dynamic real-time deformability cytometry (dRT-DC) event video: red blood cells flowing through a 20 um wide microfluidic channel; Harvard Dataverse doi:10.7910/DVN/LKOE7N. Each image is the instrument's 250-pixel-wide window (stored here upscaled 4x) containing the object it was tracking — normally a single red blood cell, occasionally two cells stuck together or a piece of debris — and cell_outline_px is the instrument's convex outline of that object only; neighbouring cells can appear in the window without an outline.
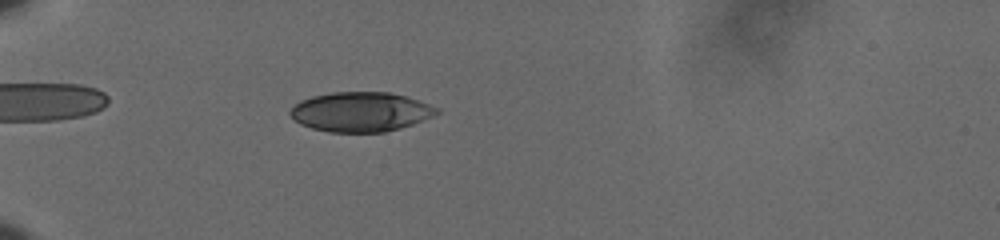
{"species": "human", "species_latin": "Homo sapiens", "temperature_condition": "cold", "stored_images_in_passage": 45, "camera_frame_rate_fps": 3000, "um_per_image_px": 0.085, "donor": {"sex": "male"}, "frame": {"image": 1, "passage_image": 6, "time_ms": 1.667, "image_size_px": [1000, 240], "cell_outline_px": [[440, 112], [432, 116], [412, 124], [400, 128], [384, 132], [328, 132], [312, 128], [300, 124], [292, 120], [288, 112], [292, 104], [300, 100], [312, 96], [332, 92], [392, 92], [440, 108]], "centroid_in_image_um": [30.59, 9.5], "position_along_channel_um": 54.4, "area_um2": 33.99}}
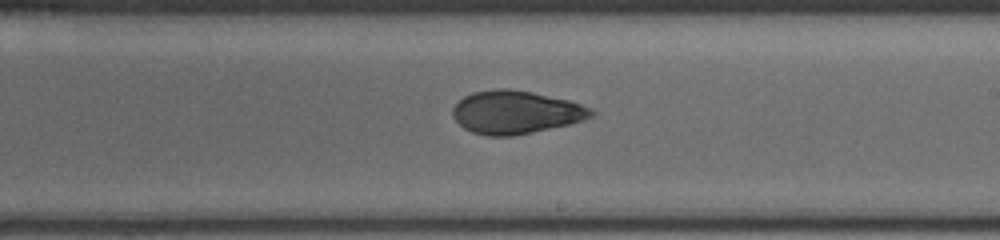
{"frame": {"image": 2, "passage_image": 24, "time_ms": 7.667, "image_size_px": [1000, 240], "cell_outline_px": [[596, 112], [592, 116], [568, 124], [512, 136], [488, 136], [472, 132], [464, 128], [452, 116], [452, 108], [464, 96], [472, 92], [500, 88], [508, 88], [532, 92], [568, 100], [592, 108]], "centroid_in_image_um": [43.81, 9.53], "position_along_channel_um": 245.2, "area_um2": 34.51}}
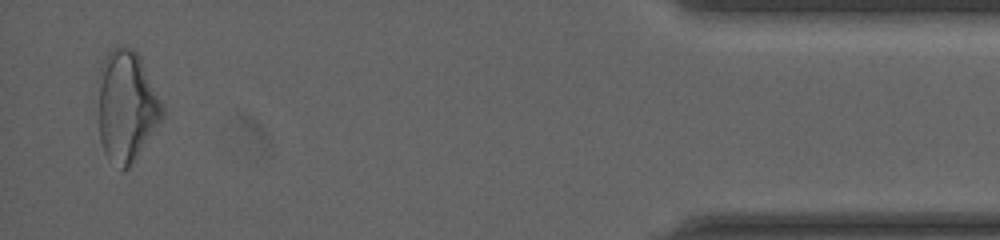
{"frame": {"image": 3, "passage_image": 44, "time_ms": 14.333, "image_size_px": [1000, 240], "cell_outline_px": [[164, 116], [136, 160], [128, 168], [120, 172], [108, 160], [104, 152], [100, 140], [100, 68], [108, 52], [116, 44], [124, 44], [132, 48], [136, 52], [164, 108]], "centroid_in_image_um": [10.76, 9.09], "position_along_channel_um": 424.4, "area_um2": 41.27}, "authors_computed_cell_mechanics": {"area_um2": 34.5066, "velocity_mm_per_s": 3.624, "shape_relaxation_time_tau1_ms": 7.4432, "shape_relaxation_time_tau2_ms": 2.1021, "deformation_change_tau1": 0.184, "deformation_change_tau2": 0.0697}}